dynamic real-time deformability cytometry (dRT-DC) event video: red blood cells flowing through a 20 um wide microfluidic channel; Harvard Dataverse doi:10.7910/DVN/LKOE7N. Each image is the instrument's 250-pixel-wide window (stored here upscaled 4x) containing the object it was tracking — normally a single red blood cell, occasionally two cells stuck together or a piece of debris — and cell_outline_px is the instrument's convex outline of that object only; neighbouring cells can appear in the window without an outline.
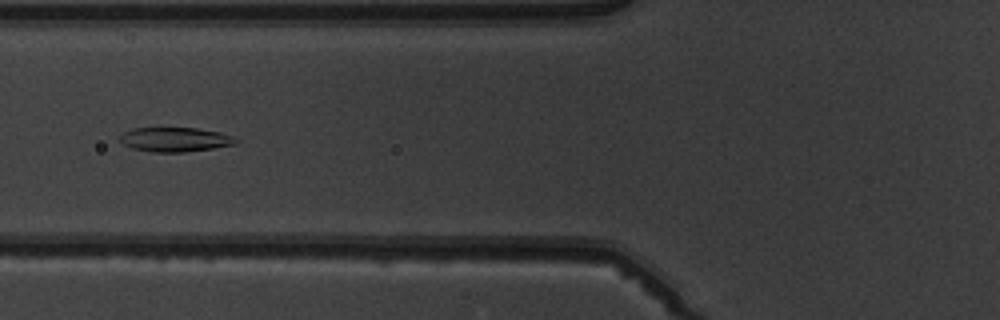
{"species": "common noctule bat (a hibernating species)", "species_latin": "Nyctalus noctula", "temperature_condition": "warm", "stored_images_in_passage": 7, "camera_frame_rate_fps": 3000, "um_per_image_px": 0.085, "animal": {"sex": "male", "body_mass_g": 19.5, "forearm_length_mm": 54.6}, "frame": {"image": 1, "passage_image": 6, "time_ms": 6.667, "image_size_px": [1000, 320], "cell_outline_px": [[240, 140], [236, 144], [212, 148], [184, 152], [152, 152], [132, 148], [124, 144], [120, 140], [120, 136], [124, 132], [136, 128], [196, 128], [220, 132], [232, 136]], "centroid_in_image_um": [14.91, 11.86], "position_along_channel_um": 110.9, "area_um2": 16.36}}